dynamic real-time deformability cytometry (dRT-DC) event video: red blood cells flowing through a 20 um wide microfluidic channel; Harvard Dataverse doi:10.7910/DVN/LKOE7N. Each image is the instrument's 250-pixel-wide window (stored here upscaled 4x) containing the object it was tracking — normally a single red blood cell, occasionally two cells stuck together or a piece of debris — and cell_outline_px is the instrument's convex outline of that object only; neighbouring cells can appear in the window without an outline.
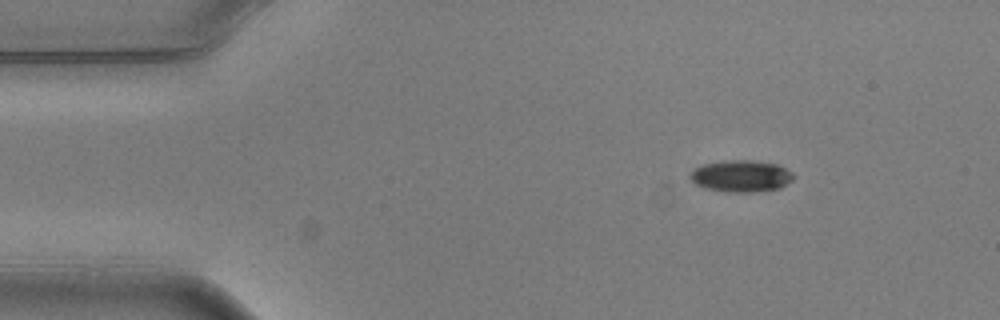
{"species": "common noctule bat (a hibernating species)", "species_latin": "Nyctalus noctula", "temperature_condition": "warm", "stored_images_in_passage": 3, "camera_frame_rate_fps": 3000, "um_per_image_px": 0.085, "animal": {"sex": "male", "body_mass_g": 20.5, "forearm_length_mm": 52.5}, "frame": {"image": 1, "passage_image": 1, "time_ms": 0.0, "image_size_px": [1000, 320], "cell_outline_px": [[796, 176], [792, 180], [780, 188], [752, 192], [728, 192], [704, 188], [696, 184], [688, 176], [696, 168], [704, 164], [724, 160], [752, 160], [776, 164], [792, 172]], "centroid_in_image_um": [63.0, 14.96], "position_along_channel_um": 22.0, "area_um2": 19.07}}